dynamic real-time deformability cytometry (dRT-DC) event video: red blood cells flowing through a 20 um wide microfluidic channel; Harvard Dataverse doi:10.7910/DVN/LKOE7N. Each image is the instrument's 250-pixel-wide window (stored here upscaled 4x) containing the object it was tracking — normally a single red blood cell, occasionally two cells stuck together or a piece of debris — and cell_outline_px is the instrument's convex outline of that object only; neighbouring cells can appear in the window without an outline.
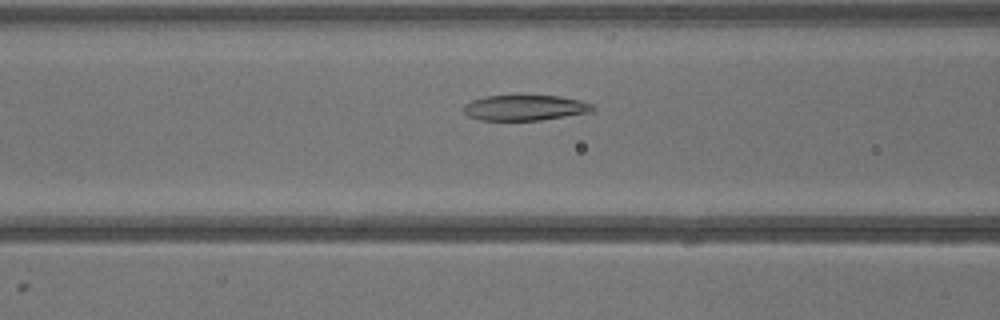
{"species": "common noctule bat (a hibernating species)", "species_latin": "Nyctalus noctula", "temperature_condition": "warm", "stored_images_in_passage": 36, "camera_frame_rate_fps": 3000, "um_per_image_px": 0.085, "animal": {"sex": "male", "body_mass_g": 13.3}, "frame": {"image": 1, "passage_image": 12, "time_ms": 3.667, "image_size_px": [1000, 320], "cell_outline_px": [[596, 108], [592, 112], [540, 120], [480, 120], [468, 116], [464, 112], [464, 104], [472, 100], [484, 96], [560, 96], [580, 100], [592, 104]], "centroid_in_image_um": [44.63, 9.16], "position_along_channel_um": 122.0, "area_um2": 19.13}}
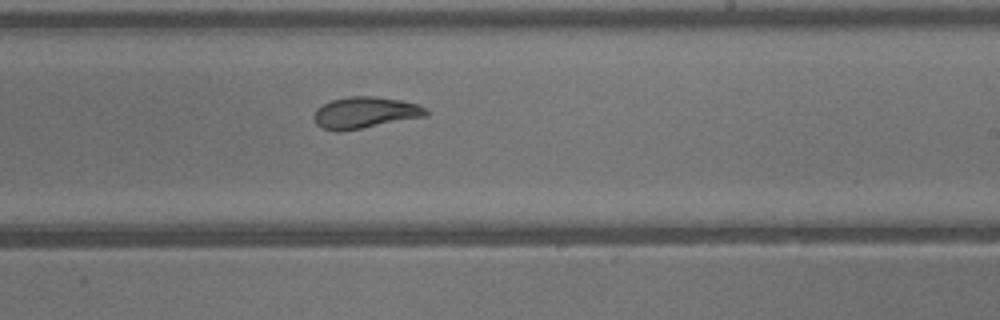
{"frame": {"image": 2, "passage_image": 20, "time_ms": 6.333, "image_size_px": [1000, 320], "cell_outline_px": [[428, 116], [360, 128], [336, 132], [324, 128], [316, 124], [312, 116], [316, 108], [332, 100], [348, 96], [372, 96], [400, 100], [416, 104], [424, 108], [428, 112]], "centroid_in_image_um": [30.99, 9.57], "position_along_channel_um": 258.0, "area_um2": 20.35}}
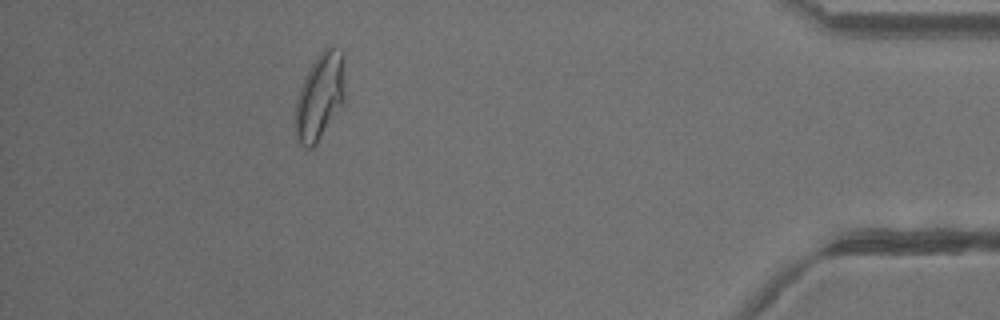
{"frame": {"image": 3, "passage_image": 32, "time_ms": 10.333, "image_size_px": [1000, 320], "cell_outline_px": [[344, 100], [316, 144], [312, 148], [308, 148], [300, 144], [296, 140], [296, 100], [304, 76], [316, 56], [328, 44], [332, 44], [344, 52]], "centroid_in_image_um": [27.19, 8.12], "position_along_channel_um": 408.0, "area_um2": 25.14}}